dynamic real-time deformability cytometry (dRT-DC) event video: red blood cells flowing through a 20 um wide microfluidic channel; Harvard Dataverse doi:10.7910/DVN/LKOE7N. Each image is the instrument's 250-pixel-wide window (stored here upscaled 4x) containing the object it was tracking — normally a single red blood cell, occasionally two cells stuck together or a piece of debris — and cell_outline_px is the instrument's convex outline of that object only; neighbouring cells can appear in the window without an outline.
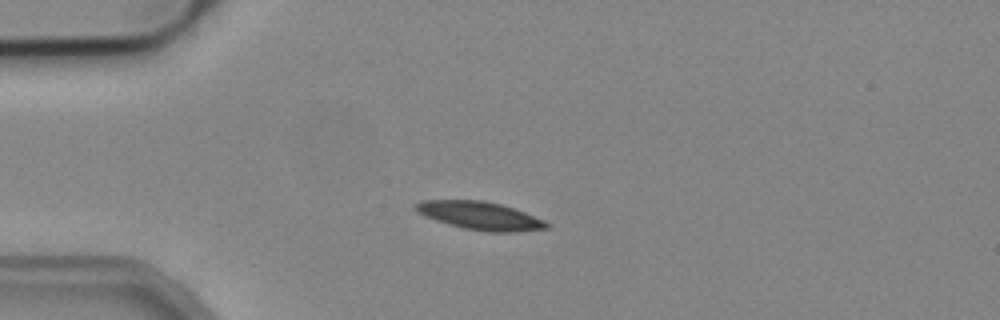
{"species": "common noctule bat (a hibernating species)", "species_latin": "Nyctalus noctula", "temperature_condition": "cold", "stored_images_in_passage": 4, "camera_frame_rate_fps": 3000, "um_per_image_px": 0.085, "animal": {"sex": "male", "body_mass_g": 19.2, "forearm_length_mm": 51.8}, "frame": {"image": 1, "passage_image": 2, "time_ms": 0.333, "image_size_px": [1000, 320], "cell_outline_px": [[552, 224], [548, 228], [516, 232], [488, 232], [464, 228], [448, 224], [424, 216], [416, 212], [412, 208], [416, 204], [424, 200], [484, 200], [500, 204], [524, 212], [544, 220]], "centroid_in_image_um": [40.8, 18.34], "position_along_channel_um": 44.2, "area_um2": 21.44}}